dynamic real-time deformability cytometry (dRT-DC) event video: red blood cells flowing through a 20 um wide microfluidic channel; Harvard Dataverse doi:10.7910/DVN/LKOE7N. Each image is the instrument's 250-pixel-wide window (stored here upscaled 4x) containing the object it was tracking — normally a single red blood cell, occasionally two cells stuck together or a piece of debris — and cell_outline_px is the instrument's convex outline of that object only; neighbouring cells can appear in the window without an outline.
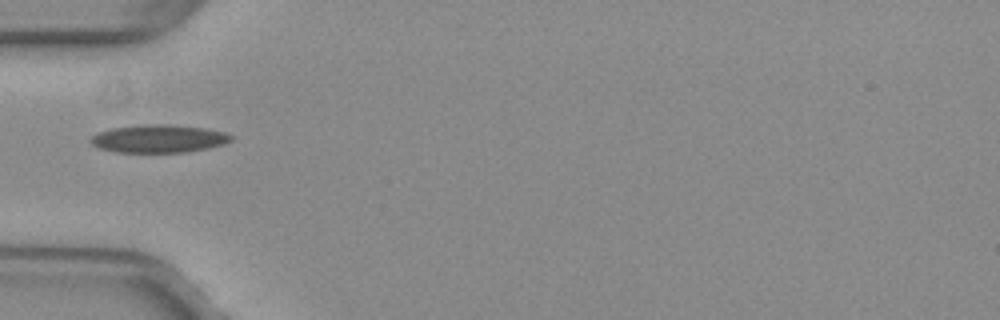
{"species": "common noctule bat (a hibernating species)", "species_latin": "Nyctalus noctula", "temperature_condition": "warm", "stored_images_in_passage": 35, "camera_frame_rate_fps": 3000, "um_per_image_px": 0.085, "animal": {"sex": "female", "body_mass_g": 29.2, "forearm_length_mm": 56.3}, "frame": {"image": 1, "passage_image": 1, "time_ms": 0.0, "image_size_px": [1000, 320], "cell_outline_px": [[232, 140], [224, 144], [208, 148], [188, 152], [116, 152], [100, 148], [92, 144], [88, 140], [96, 132], [112, 128], [144, 124], [168, 124], [204, 128], [224, 132], [232, 136]], "centroid_in_image_um": [13.47, 11.78], "position_along_channel_um": 71.5, "area_um2": 22.89}}
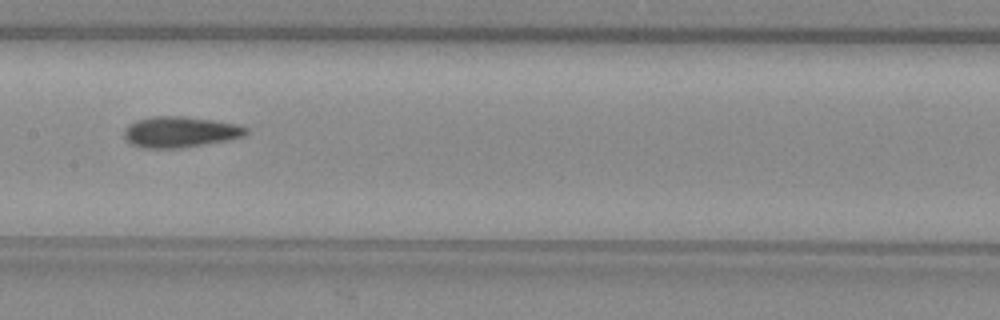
{"frame": {"image": 2, "passage_image": 10, "time_ms": 3.0, "image_size_px": [1000, 320], "cell_outline_px": [[248, 132], [244, 136], [228, 140], [180, 148], [140, 148], [124, 140], [124, 128], [128, 124], [136, 120], [152, 116], [184, 116], [240, 124], [248, 128]], "centroid_in_image_um": [15.29, 11.21], "position_along_channel_um": 192.1, "area_um2": 22.2}}
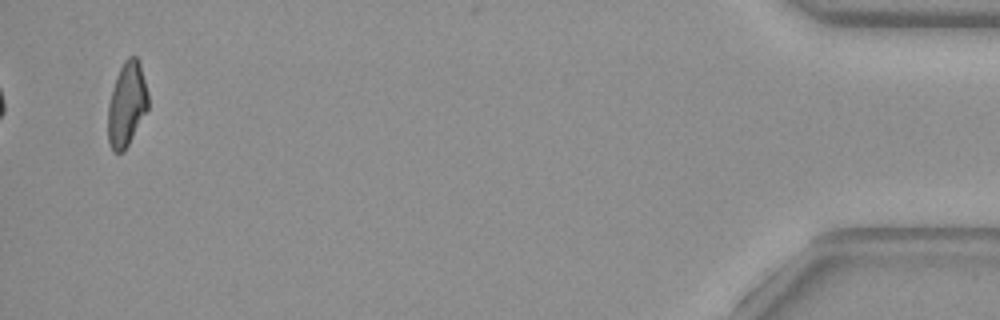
{"frame": {"image": 3, "passage_image": 34, "time_ms": 11.0, "image_size_px": [1000, 320], "cell_outline_px": [[148, 108], [124, 152], [112, 152], [108, 140], [108, 104], [112, 88], [116, 76], [124, 60], [128, 56], [136, 56], [140, 60], [148, 92]], "centroid_in_image_um": [10.77, 8.83], "position_along_channel_um": 424.4, "area_um2": 19.88}, "authors_computed_cell_mechanics": {"area_um2": 20.9814, "velocity_mm_per_s": 3.9982, "shape_relaxation_time_tau1_ms": null, "shape_relaxation_time_tau2_ms": 2.8856, "deformation_change_tau1": null, "deformation_change_tau2": 0.097}}